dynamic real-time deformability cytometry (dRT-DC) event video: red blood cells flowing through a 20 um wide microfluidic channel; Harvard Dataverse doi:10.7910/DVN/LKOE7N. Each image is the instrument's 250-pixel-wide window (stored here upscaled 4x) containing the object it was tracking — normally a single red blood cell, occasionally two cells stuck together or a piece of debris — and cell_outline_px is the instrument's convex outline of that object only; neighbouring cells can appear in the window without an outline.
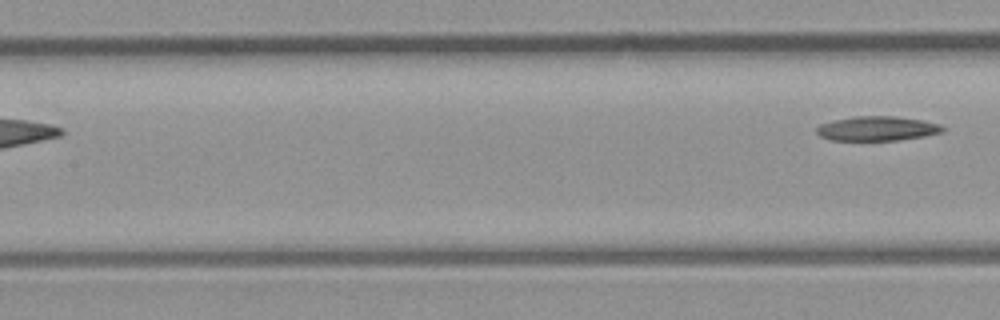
{"species": "common noctule bat (a hibernating species)", "species_latin": "Nyctalus noctula", "temperature_condition": "room temperature", "stored_images_in_passage": 7, "segment_of_instrument_passage": [2, 2], "camera_frame_rate_fps": 3000, "um_per_image_px": 0.085, "animal": {"sex": "male", "body_mass_g": 23.1, "forearm_length_mm": 52.7}, "frame": {"image": 1, "passage_image": 7, "time_ms": 2.0, "image_size_px": [1000, 320], "cell_outline_px": [[944, 132], [924, 136], [900, 140], [828, 140], [820, 136], [816, 132], [816, 128], [820, 124], [836, 120], [856, 116], [896, 116], [920, 120], [940, 124], [944, 128]], "centroid_in_image_um": [74.56, 10.93], "position_along_channel_um": 132.8, "area_um2": 17.92}}